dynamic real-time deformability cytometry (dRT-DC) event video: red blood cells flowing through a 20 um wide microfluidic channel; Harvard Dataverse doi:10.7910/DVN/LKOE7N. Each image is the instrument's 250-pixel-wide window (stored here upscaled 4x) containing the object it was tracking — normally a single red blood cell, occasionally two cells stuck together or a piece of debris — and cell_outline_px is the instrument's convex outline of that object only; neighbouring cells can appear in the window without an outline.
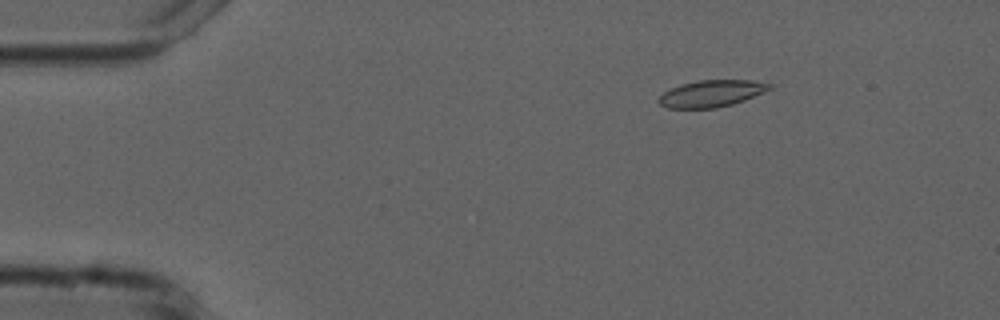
{"species": "common noctule bat (a hibernating species)", "species_latin": "Nyctalus noctula", "temperature_condition": "cold", "stored_images_in_passage": 47, "camera_frame_rate_fps": 3000, "um_per_image_px": 0.085, "animal": {"sex": "male", "forearm_length_mm": 52.5}, "frame": {"image": 1, "passage_image": 1, "time_ms": 0.0, "image_size_px": [1000, 320], "cell_outline_px": [[772, 88], [764, 92], [744, 100], [732, 104], [716, 108], [668, 108], [660, 104], [656, 100], [664, 92], [680, 84], [700, 80], [752, 80], [772, 84]], "centroid_in_image_um": [60.47, 7.95], "position_along_channel_um": 24.5, "area_um2": 17.22}}
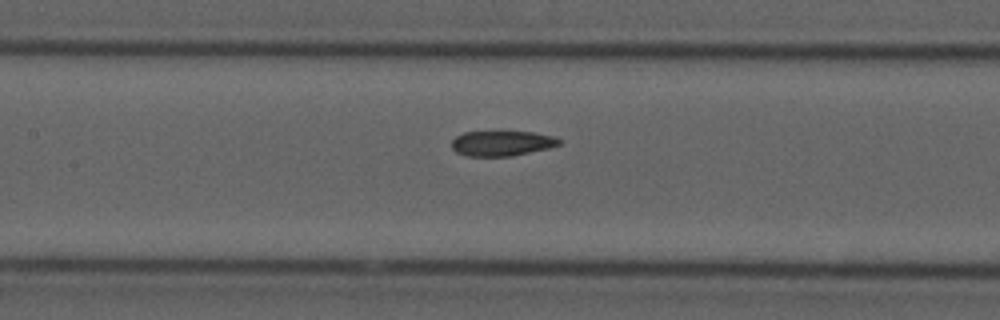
{"frame": {"image": 2, "passage_image": 18, "time_ms": 5.667, "image_size_px": [1000, 320], "cell_outline_px": [[564, 140], [560, 144], [548, 148], [512, 156], [468, 156], [456, 152], [452, 148], [452, 140], [456, 136], [464, 132], [532, 132], [552, 136]], "centroid_in_image_um": [42.66, 12.18], "position_along_channel_um": 164.7, "area_um2": 15.66}}
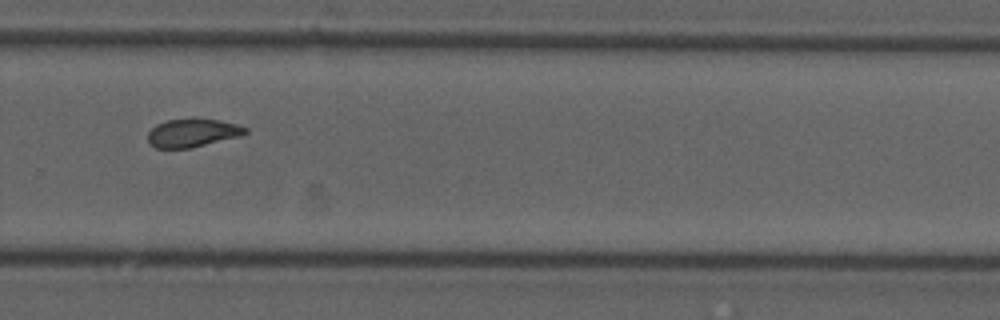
{"frame": {"image": 3, "passage_image": 30, "time_ms": 9.667, "image_size_px": [1000, 320], "cell_outline_px": [[248, 132], [240, 136], [188, 148], [156, 148], [148, 140], [148, 132], [156, 124], [168, 120], [216, 120], [236, 124], [248, 128]], "centroid_in_image_um": [16.36, 11.31], "position_along_channel_um": 313.4, "area_um2": 15.49}}